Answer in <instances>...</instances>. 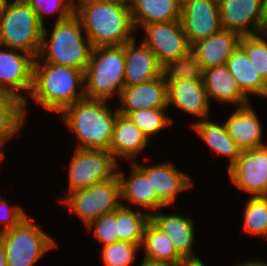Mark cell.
<instances>
[{
    "label": "cell",
    "mask_w": 267,
    "mask_h": 266,
    "mask_svg": "<svg viewBox=\"0 0 267 266\" xmlns=\"http://www.w3.org/2000/svg\"><path fill=\"white\" fill-rule=\"evenodd\" d=\"M77 88H80L78 92ZM30 96L43 109L61 113L67 106L85 98L84 71L41 62L37 57Z\"/></svg>",
    "instance_id": "cell-1"
},
{
    "label": "cell",
    "mask_w": 267,
    "mask_h": 266,
    "mask_svg": "<svg viewBox=\"0 0 267 266\" xmlns=\"http://www.w3.org/2000/svg\"><path fill=\"white\" fill-rule=\"evenodd\" d=\"M73 6L94 48L121 46L135 38L130 8L111 0Z\"/></svg>",
    "instance_id": "cell-2"
},
{
    "label": "cell",
    "mask_w": 267,
    "mask_h": 266,
    "mask_svg": "<svg viewBox=\"0 0 267 266\" xmlns=\"http://www.w3.org/2000/svg\"><path fill=\"white\" fill-rule=\"evenodd\" d=\"M107 100L83 98L67 106L60 114L66 126L74 132L84 150H108L118 115L107 106Z\"/></svg>",
    "instance_id": "cell-3"
},
{
    "label": "cell",
    "mask_w": 267,
    "mask_h": 266,
    "mask_svg": "<svg viewBox=\"0 0 267 266\" xmlns=\"http://www.w3.org/2000/svg\"><path fill=\"white\" fill-rule=\"evenodd\" d=\"M54 22L49 39L44 25L41 48L37 57L45 63L85 71L94 47L82 30L80 19L73 14L65 20Z\"/></svg>",
    "instance_id": "cell-4"
},
{
    "label": "cell",
    "mask_w": 267,
    "mask_h": 266,
    "mask_svg": "<svg viewBox=\"0 0 267 266\" xmlns=\"http://www.w3.org/2000/svg\"><path fill=\"white\" fill-rule=\"evenodd\" d=\"M125 44L93 48L84 71L85 97L111 100L124 87Z\"/></svg>",
    "instance_id": "cell-5"
},
{
    "label": "cell",
    "mask_w": 267,
    "mask_h": 266,
    "mask_svg": "<svg viewBox=\"0 0 267 266\" xmlns=\"http://www.w3.org/2000/svg\"><path fill=\"white\" fill-rule=\"evenodd\" d=\"M44 25L26 0L8 2L0 14V46L25 51L37 58Z\"/></svg>",
    "instance_id": "cell-6"
},
{
    "label": "cell",
    "mask_w": 267,
    "mask_h": 266,
    "mask_svg": "<svg viewBox=\"0 0 267 266\" xmlns=\"http://www.w3.org/2000/svg\"><path fill=\"white\" fill-rule=\"evenodd\" d=\"M26 217L19 225L0 232V241L8 266H34L45 253L56 247L55 241L41 227Z\"/></svg>",
    "instance_id": "cell-7"
},
{
    "label": "cell",
    "mask_w": 267,
    "mask_h": 266,
    "mask_svg": "<svg viewBox=\"0 0 267 266\" xmlns=\"http://www.w3.org/2000/svg\"><path fill=\"white\" fill-rule=\"evenodd\" d=\"M121 200V184L116 174L110 180L73 191L60 201L88 226L103 214L119 208Z\"/></svg>",
    "instance_id": "cell-8"
},
{
    "label": "cell",
    "mask_w": 267,
    "mask_h": 266,
    "mask_svg": "<svg viewBox=\"0 0 267 266\" xmlns=\"http://www.w3.org/2000/svg\"><path fill=\"white\" fill-rule=\"evenodd\" d=\"M69 164V193L112 179L117 161L108 150L76 148Z\"/></svg>",
    "instance_id": "cell-9"
},
{
    "label": "cell",
    "mask_w": 267,
    "mask_h": 266,
    "mask_svg": "<svg viewBox=\"0 0 267 266\" xmlns=\"http://www.w3.org/2000/svg\"><path fill=\"white\" fill-rule=\"evenodd\" d=\"M142 28L145 32L142 42L153 51L162 67L191 51L180 20L155 22Z\"/></svg>",
    "instance_id": "cell-10"
},
{
    "label": "cell",
    "mask_w": 267,
    "mask_h": 266,
    "mask_svg": "<svg viewBox=\"0 0 267 266\" xmlns=\"http://www.w3.org/2000/svg\"><path fill=\"white\" fill-rule=\"evenodd\" d=\"M219 8L222 29L244 36L259 34L267 27L264 0H223Z\"/></svg>",
    "instance_id": "cell-11"
},
{
    "label": "cell",
    "mask_w": 267,
    "mask_h": 266,
    "mask_svg": "<svg viewBox=\"0 0 267 266\" xmlns=\"http://www.w3.org/2000/svg\"><path fill=\"white\" fill-rule=\"evenodd\" d=\"M7 49L0 48V88L24 101L26 114L27 100L22 92H31L35 57L19 49Z\"/></svg>",
    "instance_id": "cell-12"
},
{
    "label": "cell",
    "mask_w": 267,
    "mask_h": 266,
    "mask_svg": "<svg viewBox=\"0 0 267 266\" xmlns=\"http://www.w3.org/2000/svg\"><path fill=\"white\" fill-rule=\"evenodd\" d=\"M180 21L192 46L222 29L219 3L216 0H182Z\"/></svg>",
    "instance_id": "cell-13"
},
{
    "label": "cell",
    "mask_w": 267,
    "mask_h": 266,
    "mask_svg": "<svg viewBox=\"0 0 267 266\" xmlns=\"http://www.w3.org/2000/svg\"><path fill=\"white\" fill-rule=\"evenodd\" d=\"M233 184L256 197L267 181V145L241 150L237 161L228 169Z\"/></svg>",
    "instance_id": "cell-14"
},
{
    "label": "cell",
    "mask_w": 267,
    "mask_h": 266,
    "mask_svg": "<svg viewBox=\"0 0 267 266\" xmlns=\"http://www.w3.org/2000/svg\"><path fill=\"white\" fill-rule=\"evenodd\" d=\"M119 114L128 116L140 109L167 108V83L163 73L147 82L135 86H124L119 94Z\"/></svg>",
    "instance_id": "cell-15"
},
{
    "label": "cell",
    "mask_w": 267,
    "mask_h": 266,
    "mask_svg": "<svg viewBox=\"0 0 267 266\" xmlns=\"http://www.w3.org/2000/svg\"><path fill=\"white\" fill-rule=\"evenodd\" d=\"M133 163L147 179H150V185L154 189L157 198L166 207L174 203L178 193L185 192L193 186L190 176L177 169L170 162H162L152 166H140L134 161Z\"/></svg>",
    "instance_id": "cell-16"
},
{
    "label": "cell",
    "mask_w": 267,
    "mask_h": 266,
    "mask_svg": "<svg viewBox=\"0 0 267 266\" xmlns=\"http://www.w3.org/2000/svg\"><path fill=\"white\" fill-rule=\"evenodd\" d=\"M135 38L125 43L124 86H135L150 81L162 74L153 51L143 42L136 44Z\"/></svg>",
    "instance_id": "cell-17"
},
{
    "label": "cell",
    "mask_w": 267,
    "mask_h": 266,
    "mask_svg": "<svg viewBox=\"0 0 267 266\" xmlns=\"http://www.w3.org/2000/svg\"><path fill=\"white\" fill-rule=\"evenodd\" d=\"M166 83L168 106L175 105L201 120L210 118V101L203 80L166 81Z\"/></svg>",
    "instance_id": "cell-18"
},
{
    "label": "cell",
    "mask_w": 267,
    "mask_h": 266,
    "mask_svg": "<svg viewBox=\"0 0 267 266\" xmlns=\"http://www.w3.org/2000/svg\"><path fill=\"white\" fill-rule=\"evenodd\" d=\"M257 116V112L248 104L237 107L224 122L229 136L241 150L267 145L263 142L262 125Z\"/></svg>",
    "instance_id": "cell-19"
},
{
    "label": "cell",
    "mask_w": 267,
    "mask_h": 266,
    "mask_svg": "<svg viewBox=\"0 0 267 266\" xmlns=\"http://www.w3.org/2000/svg\"><path fill=\"white\" fill-rule=\"evenodd\" d=\"M241 35L227 29H221L207 39L191 46V52L198 58L203 69H209L227 63L233 51L239 46Z\"/></svg>",
    "instance_id": "cell-20"
},
{
    "label": "cell",
    "mask_w": 267,
    "mask_h": 266,
    "mask_svg": "<svg viewBox=\"0 0 267 266\" xmlns=\"http://www.w3.org/2000/svg\"><path fill=\"white\" fill-rule=\"evenodd\" d=\"M203 83L209 101L212 98L220 103H230L238 107L250 104L249 97L230 74L227 64L205 69Z\"/></svg>",
    "instance_id": "cell-21"
},
{
    "label": "cell",
    "mask_w": 267,
    "mask_h": 266,
    "mask_svg": "<svg viewBox=\"0 0 267 266\" xmlns=\"http://www.w3.org/2000/svg\"><path fill=\"white\" fill-rule=\"evenodd\" d=\"M150 221L169 236L178 254L183 258H196L193 254L195 229L192 218L178 214L150 213Z\"/></svg>",
    "instance_id": "cell-22"
},
{
    "label": "cell",
    "mask_w": 267,
    "mask_h": 266,
    "mask_svg": "<svg viewBox=\"0 0 267 266\" xmlns=\"http://www.w3.org/2000/svg\"><path fill=\"white\" fill-rule=\"evenodd\" d=\"M148 138L128 116L118 113L115 118L109 151L117 158L134 159L145 150Z\"/></svg>",
    "instance_id": "cell-23"
},
{
    "label": "cell",
    "mask_w": 267,
    "mask_h": 266,
    "mask_svg": "<svg viewBox=\"0 0 267 266\" xmlns=\"http://www.w3.org/2000/svg\"><path fill=\"white\" fill-rule=\"evenodd\" d=\"M130 176L124 177V173L117 170L121 184V199L134 205L142 206L150 210H159L166 207L158 198L150 185V179L132 163Z\"/></svg>",
    "instance_id": "cell-24"
},
{
    "label": "cell",
    "mask_w": 267,
    "mask_h": 266,
    "mask_svg": "<svg viewBox=\"0 0 267 266\" xmlns=\"http://www.w3.org/2000/svg\"><path fill=\"white\" fill-rule=\"evenodd\" d=\"M141 247L145 250L143 260L147 262L176 266L183 259L169 236L150 220L145 225L140 249Z\"/></svg>",
    "instance_id": "cell-25"
},
{
    "label": "cell",
    "mask_w": 267,
    "mask_h": 266,
    "mask_svg": "<svg viewBox=\"0 0 267 266\" xmlns=\"http://www.w3.org/2000/svg\"><path fill=\"white\" fill-rule=\"evenodd\" d=\"M181 8L182 0H136L130 9L134 27L140 28L155 22L180 20Z\"/></svg>",
    "instance_id": "cell-26"
},
{
    "label": "cell",
    "mask_w": 267,
    "mask_h": 266,
    "mask_svg": "<svg viewBox=\"0 0 267 266\" xmlns=\"http://www.w3.org/2000/svg\"><path fill=\"white\" fill-rule=\"evenodd\" d=\"M226 64L230 74L248 97L251 93L267 99V84L259 76L246 52L240 46L233 51Z\"/></svg>",
    "instance_id": "cell-27"
},
{
    "label": "cell",
    "mask_w": 267,
    "mask_h": 266,
    "mask_svg": "<svg viewBox=\"0 0 267 266\" xmlns=\"http://www.w3.org/2000/svg\"><path fill=\"white\" fill-rule=\"evenodd\" d=\"M209 119L210 118H205L198 122H193L192 127L212 151L229 158V169L239 158L241 149L229 136L225 123L219 125Z\"/></svg>",
    "instance_id": "cell-28"
},
{
    "label": "cell",
    "mask_w": 267,
    "mask_h": 266,
    "mask_svg": "<svg viewBox=\"0 0 267 266\" xmlns=\"http://www.w3.org/2000/svg\"><path fill=\"white\" fill-rule=\"evenodd\" d=\"M150 214H144L123 204L117 208V233L119 241L141 244L146 223Z\"/></svg>",
    "instance_id": "cell-29"
},
{
    "label": "cell",
    "mask_w": 267,
    "mask_h": 266,
    "mask_svg": "<svg viewBox=\"0 0 267 266\" xmlns=\"http://www.w3.org/2000/svg\"><path fill=\"white\" fill-rule=\"evenodd\" d=\"M25 117L24 101L15 96H11L0 107V150L10 138L20 132Z\"/></svg>",
    "instance_id": "cell-30"
},
{
    "label": "cell",
    "mask_w": 267,
    "mask_h": 266,
    "mask_svg": "<svg viewBox=\"0 0 267 266\" xmlns=\"http://www.w3.org/2000/svg\"><path fill=\"white\" fill-rule=\"evenodd\" d=\"M239 46L267 84V27L259 34L241 36Z\"/></svg>",
    "instance_id": "cell-31"
},
{
    "label": "cell",
    "mask_w": 267,
    "mask_h": 266,
    "mask_svg": "<svg viewBox=\"0 0 267 266\" xmlns=\"http://www.w3.org/2000/svg\"><path fill=\"white\" fill-rule=\"evenodd\" d=\"M166 81L203 80L204 69L190 51L177 60L168 62L162 69Z\"/></svg>",
    "instance_id": "cell-32"
},
{
    "label": "cell",
    "mask_w": 267,
    "mask_h": 266,
    "mask_svg": "<svg viewBox=\"0 0 267 266\" xmlns=\"http://www.w3.org/2000/svg\"><path fill=\"white\" fill-rule=\"evenodd\" d=\"M244 210L243 231L267 239V201L250 197Z\"/></svg>",
    "instance_id": "cell-33"
},
{
    "label": "cell",
    "mask_w": 267,
    "mask_h": 266,
    "mask_svg": "<svg viewBox=\"0 0 267 266\" xmlns=\"http://www.w3.org/2000/svg\"><path fill=\"white\" fill-rule=\"evenodd\" d=\"M166 108L140 109L131 112L128 117L149 139L156 132L172 125L173 119L165 112ZM166 113V114H165Z\"/></svg>",
    "instance_id": "cell-34"
},
{
    "label": "cell",
    "mask_w": 267,
    "mask_h": 266,
    "mask_svg": "<svg viewBox=\"0 0 267 266\" xmlns=\"http://www.w3.org/2000/svg\"><path fill=\"white\" fill-rule=\"evenodd\" d=\"M141 244L125 241L102 246V259L105 266H129L136 258Z\"/></svg>",
    "instance_id": "cell-35"
},
{
    "label": "cell",
    "mask_w": 267,
    "mask_h": 266,
    "mask_svg": "<svg viewBox=\"0 0 267 266\" xmlns=\"http://www.w3.org/2000/svg\"><path fill=\"white\" fill-rule=\"evenodd\" d=\"M31 8L35 11V13L38 15L39 20L43 23L44 16L50 15L51 13L54 14V12L58 11V17L56 21H62L73 14H75V9L73 6L74 0H26Z\"/></svg>",
    "instance_id": "cell-36"
},
{
    "label": "cell",
    "mask_w": 267,
    "mask_h": 266,
    "mask_svg": "<svg viewBox=\"0 0 267 266\" xmlns=\"http://www.w3.org/2000/svg\"><path fill=\"white\" fill-rule=\"evenodd\" d=\"M92 226L95 227L93 229V235L103 246L119 241L117 233V209L111 213L103 214L92 221L87 227L90 230Z\"/></svg>",
    "instance_id": "cell-37"
},
{
    "label": "cell",
    "mask_w": 267,
    "mask_h": 266,
    "mask_svg": "<svg viewBox=\"0 0 267 266\" xmlns=\"http://www.w3.org/2000/svg\"><path fill=\"white\" fill-rule=\"evenodd\" d=\"M28 215L23 211L20 206H9L7 202L0 197V224L3 227L0 232L12 229L19 225Z\"/></svg>",
    "instance_id": "cell-38"
},
{
    "label": "cell",
    "mask_w": 267,
    "mask_h": 266,
    "mask_svg": "<svg viewBox=\"0 0 267 266\" xmlns=\"http://www.w3.org/2000/svg\"><path fill=\"white\" fill-rule=\"evenodd\" d=\"M176 266H205L199 257L182 259Z\"/></svg>",
    "instance_id": "cell-39"
},
{
    "label": "cell",
    "mask_w": 267,
    "mask_h": 266,
    "mask_svg": "<svg viewBox=\"0 0 267 266\" xmlns=\"http://www.w3.org/2000/svg\"><path fill=\"white\" fill-rule=\"evenodd\" d=\"M235 266H267V264L261 260H246L245 263H239V265Z\"/></svg>",
    "instance_id": "cell-40"
},
{
    "label": "cell",
    "mask_w": 267,
    "mask_h": 266,
    "mask_svg": "<svg viewBox=\"0 0 267 266\" xmlns=\"http://www.w3.org/2000/svg\"><path fill=\"white\" fill-rule=\"evenodd\" d=\"M0 266H8L7 256H6L5 249L1 241H0Z\"/></svg>",
    "instance_id": "cell-41"
},
{
    "label": "cell",
    "mask_w": 267,
    "mask_h": 266,
    "mask_svg": "<svg viewBox=\"0 0 267 266\" xmlns=\"http://www.w3.org/2000/svg\"><path fill=\"white\" fill-rule=\"evenodd\" d=\"M11 97L4 89L0 88V107Z\"/></svg>",
    "instance_id": "cell-42"
},
{
    "label": "cell",
    "mask_w": 267,
    "mask_h": 266,
    "mask_svg": "<svg viewBox=\"0 0 267 266\" xmlns=\"http://www.w3.org/2000/svg\"><path fill=\"white\" fill-rule=\"evenodd\" d=\"M111 1L118 3V4H121V5H124L128 8H131L134 5L136 0H111Z\"/></svg>",
    "instance_id": "cell-43"
},
{
    "label": "cell",
    "mask_w": 267,
    "mask_h": 266,
    "mask_svg": "<svg viewBox=\"0 0 267 266\" xmlns=\"http://www.w3.org/2000/svg\"><path fill=\"white\" fill-rule=\"evenodd\" d=\"M257 197L264 200V201H267V181H266L262 191L260 192V194Z\"/></svg>",
    "instance_id": "cell-44"
},
{
    "label": "cell",
    "mask_w": 267,
    "mask_h": 266,
    "mask_svg": "<svg viewBox=\"0 0 267 266\" xmlns=\"http://www.w3.org/2000/svg\"><path fill=\"white\" fill-rule=\"evenodd\" d=\"M77 1L78 2L72 1L73 5H84V4H87V3H90V2H98V1H105V0H77Z\"/></svg>",
    "instance_id": "cell-45"
},
{
    "label": "cell",
    "mask_w": 267,
    "mask_h": 266,
    "mask_svg": "<svg viewBox=\"0 0 267 266\" xmlns=\"http://www.w3.org/2000/svg\"><path fill=\"white\" fill-rule=\"evenodd\" d=\"M140 266H167L164 264H158V263H151V262H147V261H142Z\"/></svg>",
    "instance_id": "cell-46"
},
{
    "label": "cell",
    "mask_w": 267,
    "mask_h": 266,
    "mask_svg": "<svg viewBox=\"0 0 267 266\" xmlns=\"http://www.w3.org/2000/svg\"><path fill=\"white\" fill-rule=\"evenodd\" d=\"M9 0H0V14L7 6Z\"/></svg>",
    "instance_id": "cell-47"
},
{
    "label": "cell",
    "mask_w": 267,
    "mask_h": 266,
    "mask_svg": "<svg viewBox=\"0 0 267 266\" xmlns=\"http://www.w3.org/2000/svg\"><path fill=\"white\" fill-rule=\"evenodd\" d=\"M2 160H4V153L2 152V150H0V163Z\"/></svg>",
    "instance_id": "cell-48"
},
{
    "label": "cell",
    "mask_w": 267,
    "mask_h": 266,
    "mask_svg": "<svg viewBox=\"0 0 267 266\" xmlns=\"http://www.w3.org/2000/svg\"><path fill=\"white\" fill-rule=\"evenodd\" d=\"M264 8H265V11H266V14H267V0H264Z\"/></svg>",
    "instance_id": "cell-49"
}]
</instances>
